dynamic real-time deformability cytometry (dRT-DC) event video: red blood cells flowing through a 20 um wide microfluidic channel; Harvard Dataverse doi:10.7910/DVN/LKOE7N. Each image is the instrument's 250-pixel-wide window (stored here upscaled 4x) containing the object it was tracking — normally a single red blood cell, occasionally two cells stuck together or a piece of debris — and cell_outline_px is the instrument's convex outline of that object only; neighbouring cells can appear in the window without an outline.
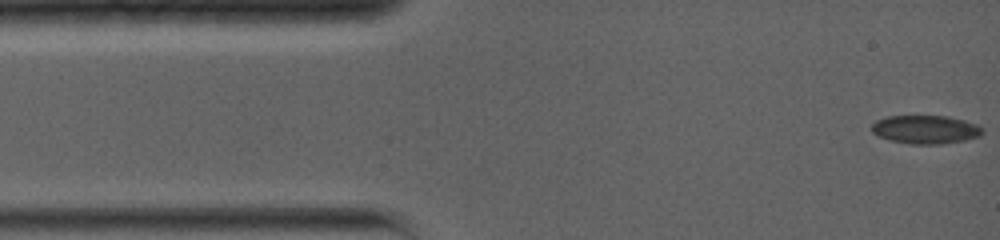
{"species": "common noctule bat (a hibernating species)", "species_latin": "Nyctalus noctula", "temperature_condition": "warm", "stored_images_in_passage": 43, "camera_frame_rate_fps": 5000, "um_per_image_px": 0.085, "animal": {"sex": "female", "body_mass_g": 19.0, "forearm_length_mm": 56.7}, "frame": {"image": 1, "passage_image": 1, "time_ms": 0.0, "image_size_px": [1000, 240], "cell_outline_px": [[984, 132], [980, 136], [964, 140], [940, 144], [908, 144], [888, 140], [872, 132], [872, 124], [876, 120], [888, 116], [948, 116], [964, 120], [976, 124]], "centroid_in_image_um": [78.65, 11.01], "position_along_channel_um": 6.3, "area_um2": 18.32}}
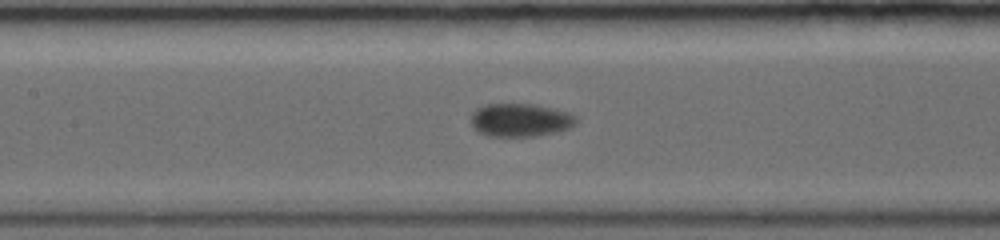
{"frame": {"image": 2, "passage_image": 13, "time_ms": 6.2, "image_size_px": [1000, 240], "cell_outline_px": [[576, 124], [568, 128], [536, 136], [488, 136], [472, 128], [472, 112], [476, 108], [484, 104], [532, 104], [552, 108], [568, 112], [576, 116]], "centroid_in_image_um": [44.19, 10.19], "position_along_channel_um": 163.2, "area_um2": 20.23}}
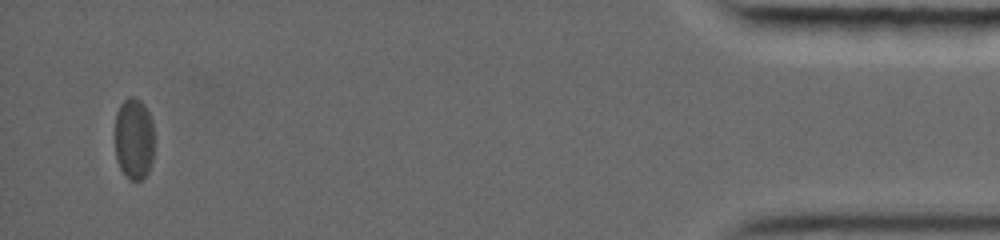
{"frame": {"image": 3, "passage_image": 37, "time_ms": 15.8, "image_size_px": [1000, 240], "cell_outline_px": [[152, 164], [148, 172], [140, 180], [132, 180], [120, 168], [116, 156], [116, 112], [120, 104], [128, 96], [136, 96], [144, 104], [152, 120]], "centroid_in_image_um": [11.38, 11.74], "position_along_channel_um": 423.8, "area_um2": 18.5}, "authors_computed_cell_mechanics": {"area_um2": 19.363, "velocity_mm_per_s": 3.7994, "shape_relaxation_time_tau1_ms": 3.9683, "shape_relaxation_time_tau2_ms": null, "deformation_change_tau1": 0.1049, "deformation_change_tau2": null}}